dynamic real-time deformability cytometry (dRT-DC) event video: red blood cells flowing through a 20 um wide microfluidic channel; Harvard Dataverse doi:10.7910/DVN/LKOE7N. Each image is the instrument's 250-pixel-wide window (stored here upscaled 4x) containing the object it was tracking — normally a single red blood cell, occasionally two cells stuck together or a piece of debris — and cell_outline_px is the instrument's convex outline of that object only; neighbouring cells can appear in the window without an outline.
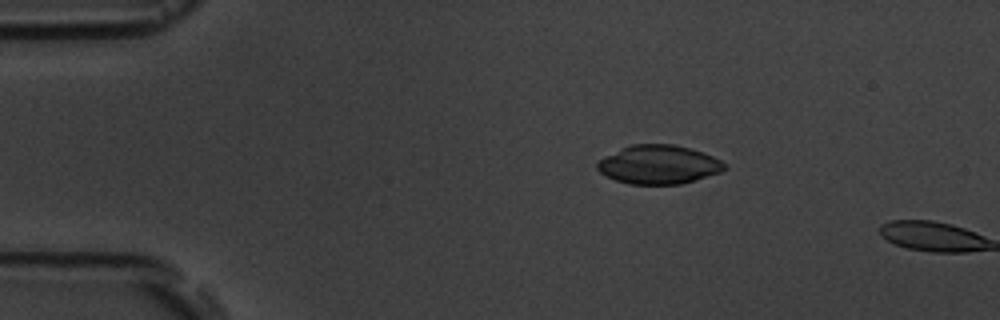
{"species": "common noctule bat (a hibernating species)", "species_latin": "Nyctalus noctula", "temperature_condition": "room temperature", "stored_images_in_passage": 2, "camera_frame_rate_fps": 3000, "um_per_image_px": 0.085, "animal": {"sex": "male", "body_mass_g": 19.5, "forearm_length_mm": 54.6}, "frame": {"image": 1, "passage_image": 1, "time_ms": 0.0, "image_size_px": [1000, 320], "cell_outline_px": [[728, 168], [720, 172], [680, 184], [628, 184], [616, 180], [600, 172], [596, 168], [596, 164], [600, 160], [632, 144], [672, 144], [688, 148], [712, 156], [728, 164]], "centroid_in_image_um": [56.02, 14.0], "position_along_channel_um": 29.0, "area_um2": 28.26}}